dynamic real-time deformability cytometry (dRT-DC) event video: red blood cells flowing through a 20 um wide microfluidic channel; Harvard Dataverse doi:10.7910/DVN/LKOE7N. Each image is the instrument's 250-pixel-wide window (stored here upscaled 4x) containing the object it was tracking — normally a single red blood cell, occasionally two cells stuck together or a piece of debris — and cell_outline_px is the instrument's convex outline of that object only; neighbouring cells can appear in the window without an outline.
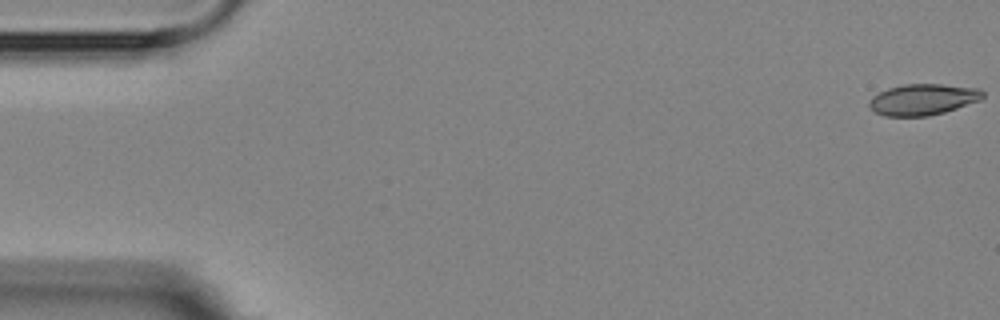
{"species": "Egyptian fruit bat (a non-hibernating species)", "species_latin": "Rousettus aegyptiacus", "temperature_condition": "room temperature", "stored_images_in_passage": 4, "camera_frame_rate_fps": 3000, "um_per_image_px": 0.085, "animal": {"sex": "female"}, "frame": {"image": 1, "passage_image": 1, "time_ms": 0.0, "image_size_px": [1000, 320], "cell_outline_px": [[984, 96], [980, 100], [944, 112], [928, 116], [884, 116], [876, 112], [868, 104], [872, 96], [888, 88], [904, 84], [940, 84], [980, 88], [984, 92]], "centroid_in_image_um": [78.46, 8.45], "position_along_channel_um": 6.5, "area_um2": 20.52}}